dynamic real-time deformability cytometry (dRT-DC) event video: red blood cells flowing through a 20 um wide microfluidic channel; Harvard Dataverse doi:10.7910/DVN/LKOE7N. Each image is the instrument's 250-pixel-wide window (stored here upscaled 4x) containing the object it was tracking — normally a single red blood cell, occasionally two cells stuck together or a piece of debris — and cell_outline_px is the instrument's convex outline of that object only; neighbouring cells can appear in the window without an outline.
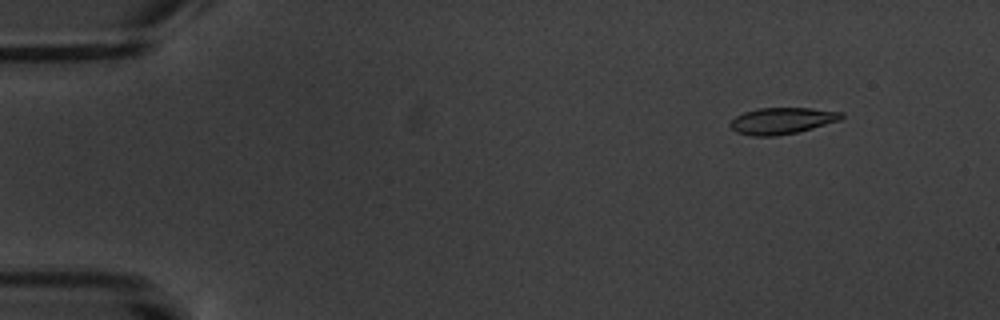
{"species": "common noctule bat (a hibernating species)", "species_latin": "Nyctalus noctula", "temperature_condition": "warm", "stored_images_in_passage": 6, "camera_frame_rate_fps": 3000, "um_per_image_px": 0.085, "animal": {"sex": "male", "body_mass_g": 20.1, "forearm_length_mm": 53.5}, "frame": {"image": 1, "passage_image": 2, "time_ms": 1.333, "image_size_px": [1000, 320], "cell_outline_px": [[844, 116], [840, 120], [812, 128], [796, 132], [772, 136], [752, 136], [736, 132], [728, 124], [736, 116], [744, 112], [760, 108], [808, 108], [844, 112]], "centroid_in_image_um": [66.46, 10.26], "position_along_channel_um": 18.5, "area_um2": 16.99}}
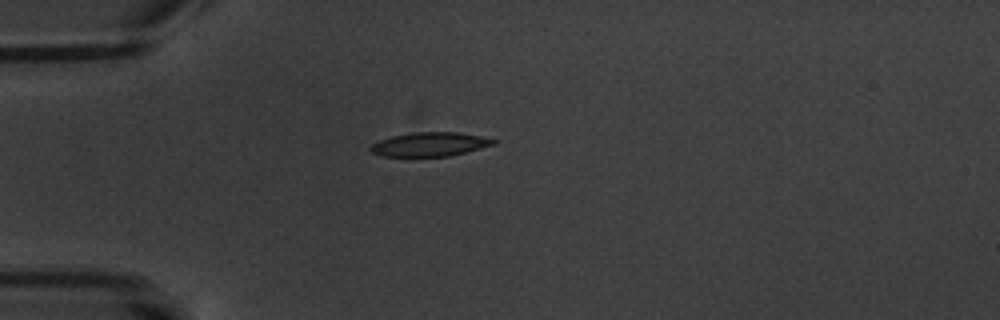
{"frame": {"image": 2, "passage_image": 5, "time_ms": 4.667, "image_size_px": [1000, 320], "cell_outline_px": [[496, 144], [448, 156], [384, 156], [372, 152], [368, 148], [372, 144], [380, 140], [392, 136], [412, 132], [456, 132], [480, 136], [496, 140]], "centroid_in_image_um": [36.51, 12.26], "position_along_channel_um": 48.5, "area_um2": 16.94}}